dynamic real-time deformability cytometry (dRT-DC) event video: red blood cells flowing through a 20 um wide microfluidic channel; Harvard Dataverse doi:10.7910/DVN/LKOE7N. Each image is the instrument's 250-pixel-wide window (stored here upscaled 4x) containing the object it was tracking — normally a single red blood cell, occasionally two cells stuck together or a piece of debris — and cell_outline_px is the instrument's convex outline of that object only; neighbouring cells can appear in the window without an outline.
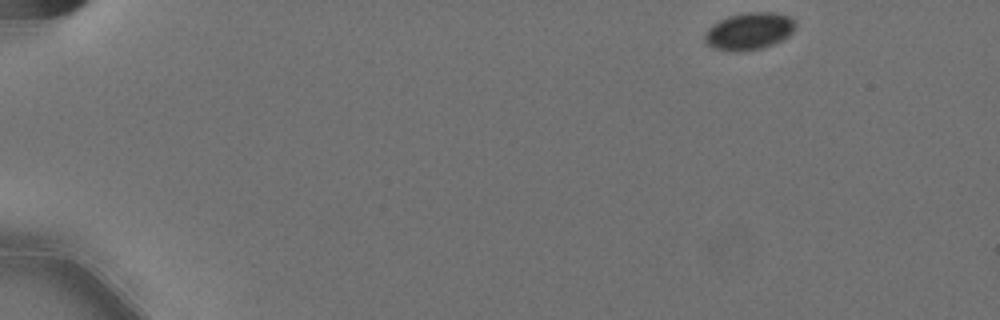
{"species": "Egyptian fruit bat (a non-hibernating species)", "species_latin": "Rousettus aegyptiacus", "temperature_condition": "cold", "stored_images_in_passage": 52, "camera_frame_rate_fps": 3000, "um_per_image_px": 0.085, "animal": {"sex": "female"}, "frame": {"image": 1, "passage_image": 1, "time_ms": 0.0, "image_size_px": [1000, 320], "cell_outline_px": [[796, 24], [792, 32], [788, 36], [772, 44], [760, 48], [736, 52], [732, 52], [712, 48], [704, 40], [704, 36], [708, 28], [712, 24], [728, 16], [748, 12], [772, 12], [788, 16], [796, 20]], "centroid_in_image_um": [63.65, 2.65], "position_along_channel_um": 21.3, "area_um2": 19.59}}
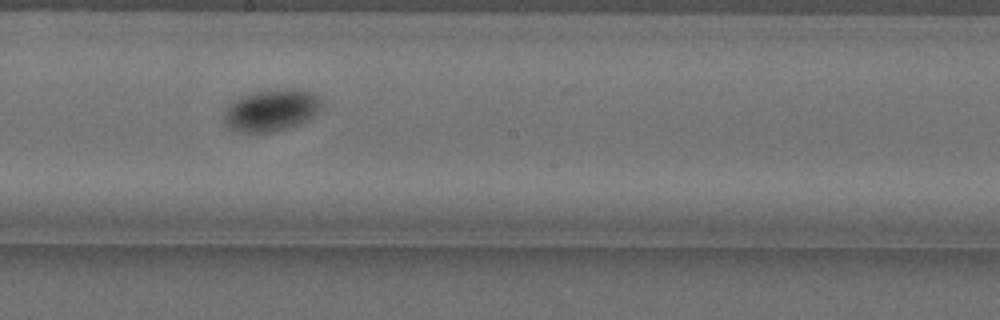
{"frame": {"image": 2, "passage_image": 28, "time_ms": 9.0, "image_size_px": [1000, 320], "cell_outline_px": [[324, 108], [308, 120], [300, 124], [276, 132], [240, 132], [228, 128], [224, 124], [224, 112], [240, 96], [256, 92], [292, 88], [312, 92], [320, 96], [324, 100]], "centroid_in_image_um": [23.15, 9.38], "position_along_channel_um": 225.0, "area_um2": 24.1}}
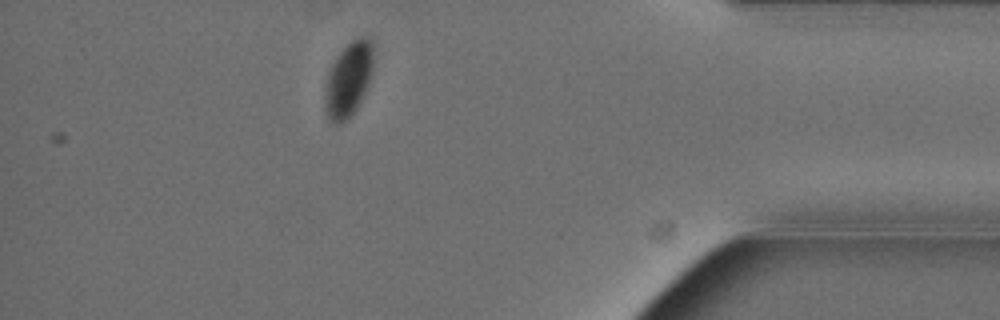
{"frame": {"image": 3, "passage_image": 46, "time_ms": 15.0, "image_size_px": [1000, 320], "cell_outline_px": [[376, 52], [372, 72], [368, 84], [356, 108], [344, 120], [336, 124], [328, 116], [324, 108], [324, 96], [328, 72], [336, 56], [352, 40], [360, 36], [364, 36], [372, 40]], "centroid_in_image_um": [29.65, 6.66], "position_along_channel_um": 405.5, "area_um2": 21.04}}